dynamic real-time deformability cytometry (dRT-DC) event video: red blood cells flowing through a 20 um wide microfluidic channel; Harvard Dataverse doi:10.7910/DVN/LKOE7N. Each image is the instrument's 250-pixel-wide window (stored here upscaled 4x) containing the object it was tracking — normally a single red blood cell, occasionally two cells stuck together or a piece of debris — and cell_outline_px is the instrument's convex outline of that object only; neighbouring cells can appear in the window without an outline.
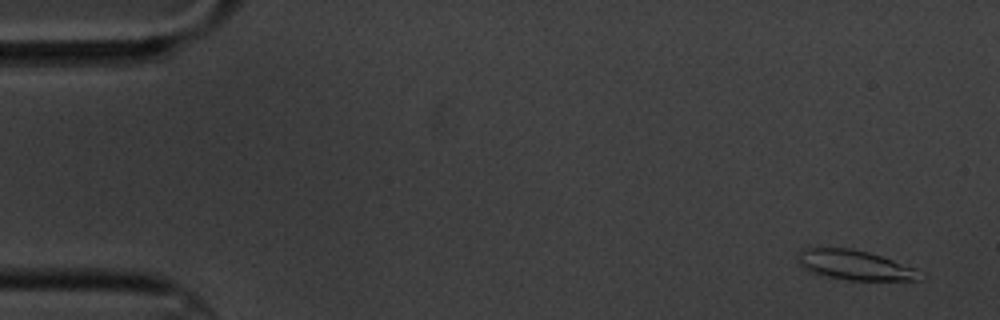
{"species": "common noctule bat (a hibernating species)", "species_latin": "Nyctalus noctula", "temperature_condition": "cold", "stored_images_in_passage": 5, "camera_frame_rate_fps": 3000, "um_per_image_px": 0.085, "animal": {"sex": "male", "body_mass_g": 20.1, "forearm_length_mm": 53.5}, "frame": {"image": 1, "passage_image": 1, "time_ms": 0.0, "image_size_px": [1000, 320], "cell_outline_px": [[924, 280], [848, 280], [824, 276], [812, 272], [796, 264], [796, 256], [804, 248], [852, 248], [868, 252], [916, 268]], "centroid_in_image_um": [72.61, 22.53], "position_along_channel_um": 12.4, "area_um2": 21.21}}
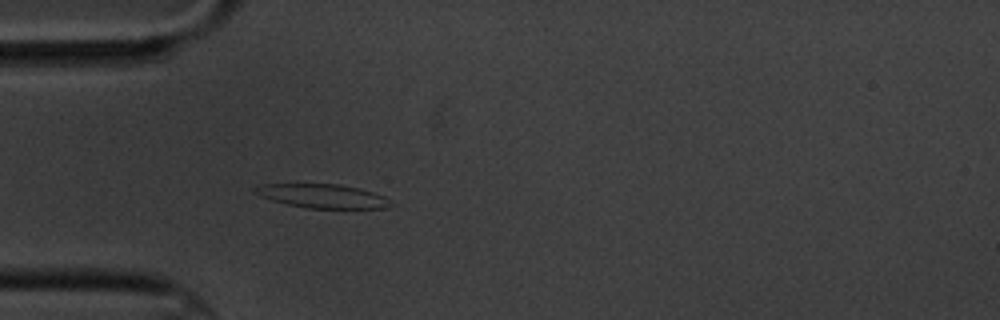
{"frame": {"image": 2, "passage_image": 5, "time_ms": 4.667, "image_size_px": [1000, 320], "cell_outline_px": [[396, 204], [384, 208], [308, 208], [288, 204], [252, 192], [252, 188], [260, 184], [340, 184], [360, 188], [384, 196]], "centroid_in_image_um": [27.47, 16.65], "position_along_channel_um": 57.5, "area_um2": 18.73}}